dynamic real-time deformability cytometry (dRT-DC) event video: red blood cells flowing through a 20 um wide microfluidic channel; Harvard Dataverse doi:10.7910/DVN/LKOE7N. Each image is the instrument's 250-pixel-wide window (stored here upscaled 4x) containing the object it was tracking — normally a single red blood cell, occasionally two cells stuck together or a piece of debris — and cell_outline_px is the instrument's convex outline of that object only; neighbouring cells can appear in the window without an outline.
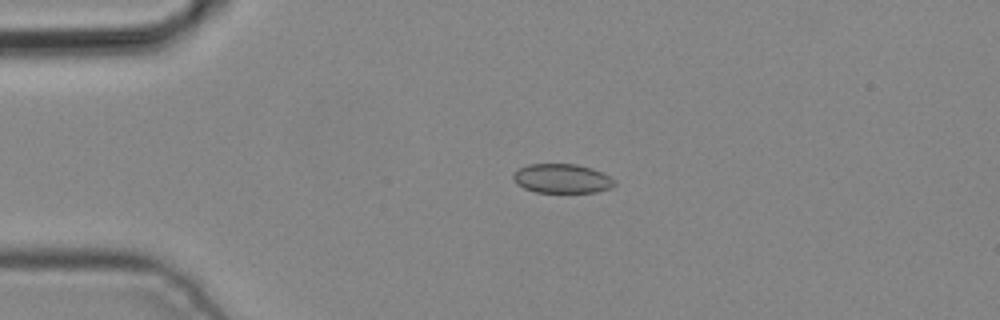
{"species": "common noctule bat (a hibernating species)", "species_latin": "Nyctalus noctula", "temperature_condition": "cold", "stored_images_in_passage": 4, "camera_frame_rate_fps": 3000, "um_per_image_px": 0.085, "animal": {"sex": "male", "body_mass_g": 19.2, "forearm_length_mm": 51.8}, "frame": {"image": 1, "passage_image": 3, "time_ms": 0.667, "image_size_px": [1000, 320], "cell_outline_px": [[616, 184], [612, 188], [596, 192], [536, 192], [524, 188], [516, 184], [512, 180], [512, 172], [516, 168], [528, 164], [576, 164], [592, 168], [616, 180]], "centroid_in_image_um": [47.72, 15.17], "position_along_channel_um": 37.3, "area_um2": 17.51}}